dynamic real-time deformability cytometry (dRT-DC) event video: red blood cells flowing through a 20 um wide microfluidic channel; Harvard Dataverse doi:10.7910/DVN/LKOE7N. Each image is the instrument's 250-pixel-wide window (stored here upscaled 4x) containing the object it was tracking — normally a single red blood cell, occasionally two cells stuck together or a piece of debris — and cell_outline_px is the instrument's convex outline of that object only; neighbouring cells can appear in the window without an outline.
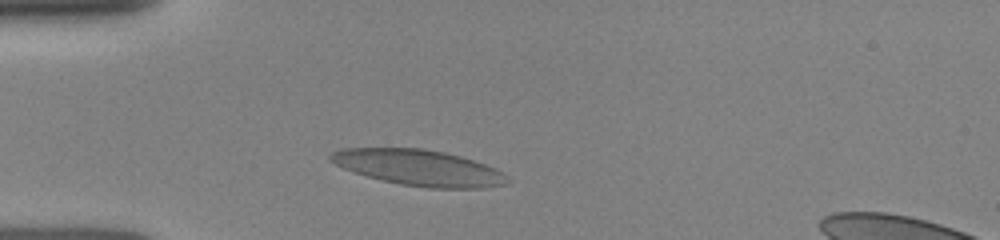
{"species": "human", "species_latin": "Homo sapiens", "temperature_condition": "room temperature", "stored_images_in_passage": 18, "camera_frame_rate_fps": 3000, "um_per_image_px": 0.085, "donor": {"sex": "female"}, "frame": {"image": 1, "passage_image": 7, "time_ms": 1.0, "image_size_px": [1000, 240], "cell_outline_px": [[504, 184], [480, 188], [428, 188], [400, 184], [368, 176], [344, 168], [328, 160], [328, 156], [332, 152], [340, 148], [420, 148], [444, 152], [460, 156], [484, 164], [500, 172]], "centroid_in_image_um": [35.48, 14.24], "position_along_channel_um": 49.5, "area_um2": 36.13}}
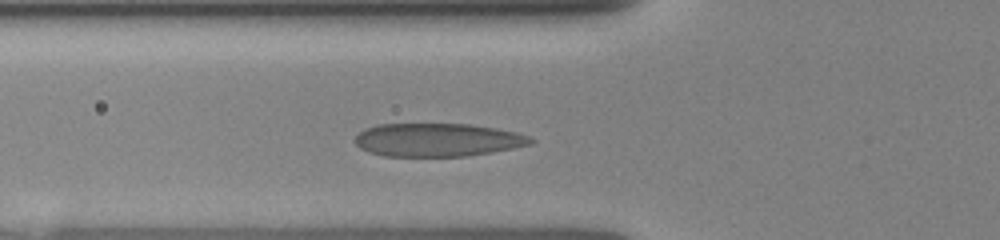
{"frame": {"image": 2, "passage_image": 15, "time_ms": 2.333, "image_size_px": [1000, 240], "cell_outline_px": [[536, 140], [532, 144], [512, 148], [464, 156], [384, 156], [368, 152], [360, 148], [356, 144], [356, 136], [360, 132], [368, 128], [380, 124], [468, 124], [492, 128], [512, 132], [528, 136]], "centroid_in_image_um": [37.16, 11.89], "position_along_channel_um": 88.6, "area_um2": 33.52}}